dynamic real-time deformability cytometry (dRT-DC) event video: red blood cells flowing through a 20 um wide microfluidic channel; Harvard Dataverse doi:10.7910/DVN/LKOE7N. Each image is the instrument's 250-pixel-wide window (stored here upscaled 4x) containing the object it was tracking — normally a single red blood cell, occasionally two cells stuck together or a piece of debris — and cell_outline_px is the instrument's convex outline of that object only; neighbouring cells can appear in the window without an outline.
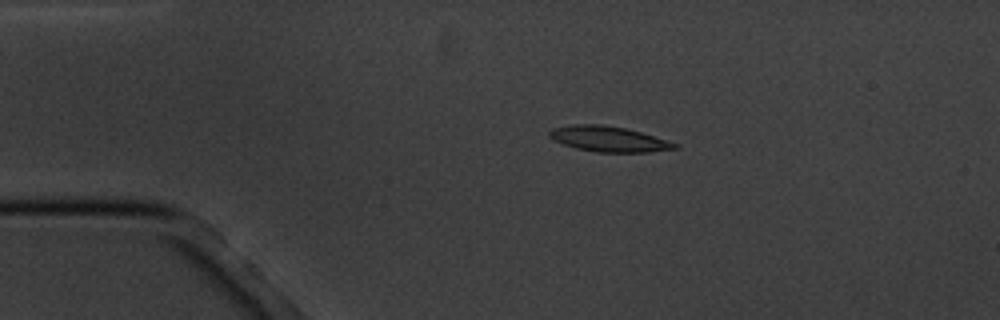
{"species": "common noctule bat (a hibernating species)", "species_latin": "Nyctalus noctula", "temperature_condition": "cold", "stored_images_in_passage": 5, "camera_frame_rate_fps": 3000, "um_per_image_px": 0.085, "animal": {"sex": "male", "body_mass_g": 20.1, "forearm_length_mm": 53.5}, "frame": {"image": 1, "passage_image": 3, "time_ms": 2.333, "image_size_px": [1000, 320], "cell_outline_px": [[680, 148], [648, 152], [596, 152], [576, 148], [564, 144], [548, 136], [548, 132], [552, 128], [572, 124], [600, 124], [624, 128], [640, 132], [680, 144]], "centroid_in_image_um": [51.75, 11.81], "position_along_channel_um": 33.3, "area_um2": 18.5}}
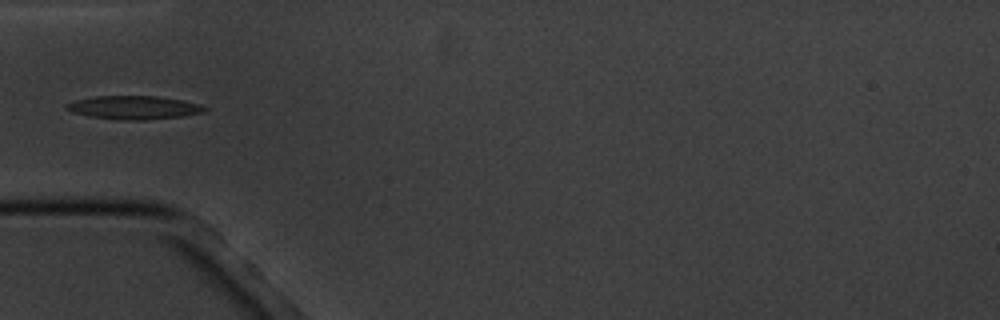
{"frame": {"image": 2, "passage_image": 5, "time_ms": 4.667, "image_size_px": [1000, 320], "cell_outline_px": [[208, 108], [204, 112], [184, 116], [144, 120], [120, 120], [88, 116], [72, 112], [64, 108], [64, 104], [76, 100], [96, 96], [156, 96], [184, 100], [200, 104]], "centroid_in_image_um": [11.38, 9.14], "position_along_channel_um": 73.6, "area_um2": 19.02}}